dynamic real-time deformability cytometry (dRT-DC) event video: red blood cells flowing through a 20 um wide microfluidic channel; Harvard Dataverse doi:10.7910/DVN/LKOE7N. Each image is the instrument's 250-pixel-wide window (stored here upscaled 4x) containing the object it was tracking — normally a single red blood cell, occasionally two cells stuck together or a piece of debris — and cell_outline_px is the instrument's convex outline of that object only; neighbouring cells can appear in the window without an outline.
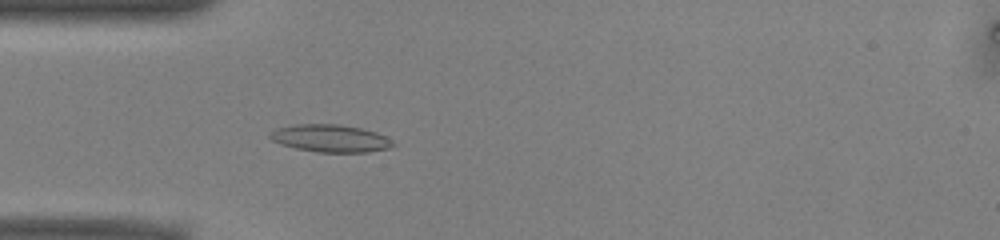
{"species": "common noctule bat (a hibernating species)", "species_latin": "Nyctalus noctula", "temperature_condition": "warm", "stored_images_in_passage": 51, "camera_frame_rate_fps": 3000, "um_per_image_px": 0.085, "animal": {"sex": "male", "body_mass_g": 13.0, "forearm_length_mm": 53.1}, "frame": {"image": 1, "passage_image": 15, "time_ms": 4.667, "image_size_px": [1000, 240], "cell_outline_px": [[396, 144], [388, 148], [368, 152], [316, 152], [296, 148], [280, 144], [272, 140], [268, 136], [268, 132], [276, 128], [296, 124], [340, 124], [360, 128], [376, 132], [392, 140]], "centroid_in_image_um": [28.05, 11.75], "position_along_channel_um": 57.0, "area_um2": 19.77}}
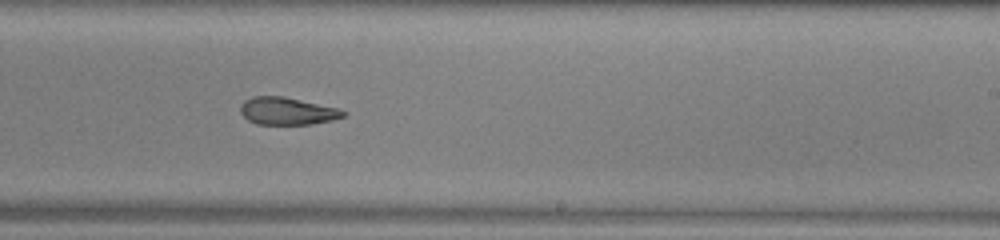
{"frame": {"image": 2, "passage_image": 31, "time_ms": 10.0, "image_size_px": [1000, 240], "cell_outline_px": [[348, 112], [344, 116], [332, 120], [312, 124], [256, 124], [248, 120], [240, 112], [240, 104], [244, 100], [252, 96], [284, 96], [340, 108]], "centroid_in_image_um": [24.42, 9.43], "position_along_channel_um": 264.6, "area_um2": 16.65}}
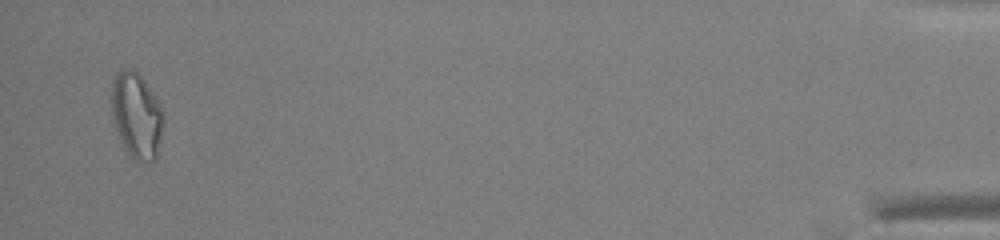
{"frame": {"image": 3, "passage_image": 50, "time_ms": 16.333, "image_size_px": [1000, 240], "cell_outline_px": [[164, 120], [156, 160], [140, 160], [128, 156], [120, 140], [112, 120], [112, 76], [116, 72], [124, 68], [132, 68], [144, 80], [152, 92], [164, 112]], "centroid_in_image_um": [11.59, 9.79], "position_along_channel_um": 423.6, "area_um2": 26.01}, "authors_computed_cell_mechanics": {"area_um2": 18.785, "velocity_mm_per_s": 3.9629, "shape_relaxation_time_tau1_ms": 10.4874, "shape_relaxation_time_tau2_ms": 3.4142, "deformation_change_tau1": 0.2353, "deformation_change_tau2": 0.1214}}